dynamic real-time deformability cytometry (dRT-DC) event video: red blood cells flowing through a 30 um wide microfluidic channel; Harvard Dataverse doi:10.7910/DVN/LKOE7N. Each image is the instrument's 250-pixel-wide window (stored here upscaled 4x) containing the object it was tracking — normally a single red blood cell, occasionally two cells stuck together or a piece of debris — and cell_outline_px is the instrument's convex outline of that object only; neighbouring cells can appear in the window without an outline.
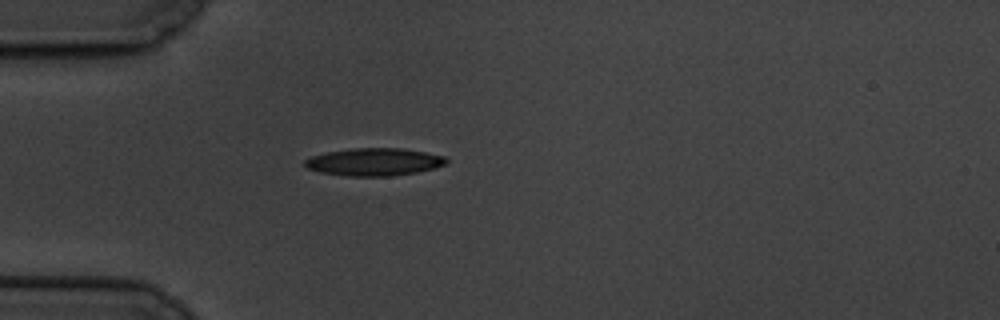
{"species": "common noctule bat (a hibernating species)", "species_latin": "Nyctalus noctula", "temperature_condition": "cold", "stored_images_in_passage": 2, "segment_of_instrument_passage": [1, 2], "camera_frame_rate_fps": 3000, "um_per_image_px": 0.085, "animal": {"sex": "male", "body_mass_g": 19.5, "forearm_length_mm": 54.6}, "frame": {"image": 1, "passage_image": 1, "time_ms": 0.0, "image_size_px": [1000, 320], "cell_outline_px": [[448, 160], [444, 164], [432, 168], [416, 172], [392, 176], [344, 176], [320, 172], [308, 168], [304, 164], [304, 160], [312, 156], [328, 152], [352, 148], [404, 148], [444, 156]], "centroid_in_image_um": [31.78, 13.76], "position_along_channel_um": 53.2, "area_um2": 22.6}}